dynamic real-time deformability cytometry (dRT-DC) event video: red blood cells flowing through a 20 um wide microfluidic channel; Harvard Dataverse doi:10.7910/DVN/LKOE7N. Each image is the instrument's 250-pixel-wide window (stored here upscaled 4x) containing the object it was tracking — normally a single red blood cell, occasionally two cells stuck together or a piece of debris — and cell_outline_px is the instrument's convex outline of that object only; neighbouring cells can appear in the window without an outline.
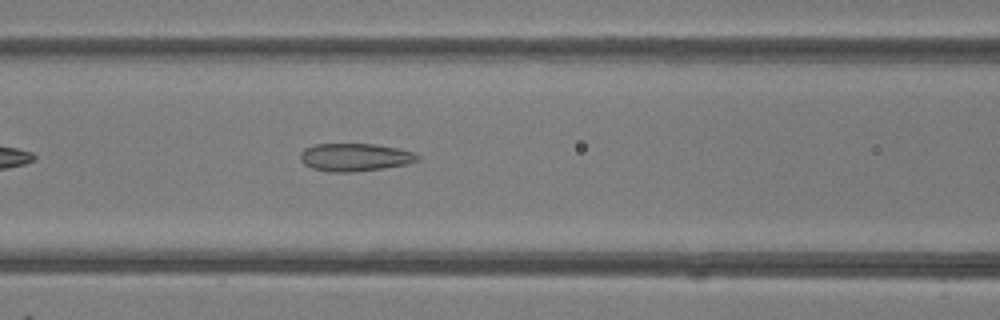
{"species": "common noctule bat (a hibernating species)", "species_latin": "Nyctalus noctula", "temperature_condition": "room temperature", "stored_images_in_passage": 23, "camera_frame_rate_fps": 3000, "um_per_image_px": 0.085, "animal": {"sex": "female"}, "frame": {"image": 1, "passage_image": 9, "time_ms": 2.667, "image_size_px": [1000, 320], "cell_outline_px": [[420, 160], [408, 164], [384, 168], [352, 172], [328, 172], [312, 168], [304, 164], [300, 160], [300, 152], [304, 148], [316, 144], [376, 144], [416, 152], [420, 156]], "centroid_in_image_um": [30.18, 13.37], "position_along_channel_um": 136.4, "area_um2": 19.25}}
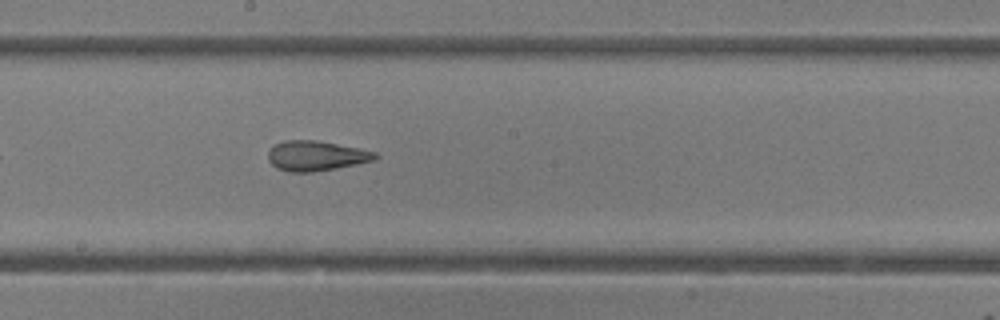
{"frame": {"image": 2, "passage_image": 15, "time_ms": 4.667, "image_size_px": [1000, 320], "cell_outline_px": [[380, 156], [376, 160], [336, 168], [312, 172], [288, 172], [276, 168], [268, 160], [268, 152], [276, 144], [284, 140], [316, 140], [360, 148], [376, 152]], "centroid_in_image_um": [26.89, 13.25], "position_along_channel_um": 221.3, "area_um2": 18.79}}
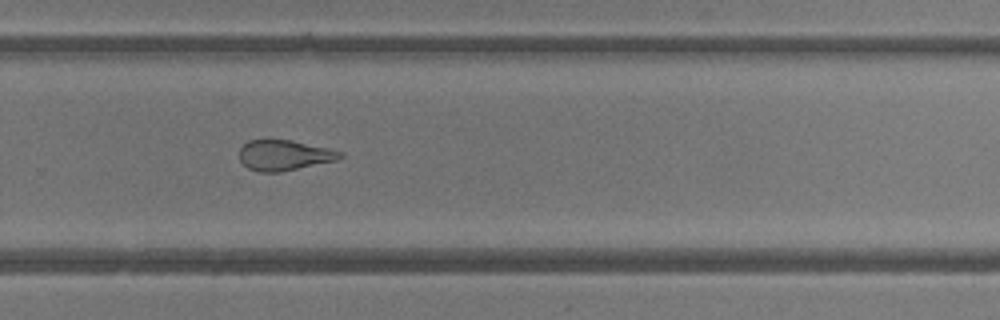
{"frame": {"image": 3, "passage_image": 21, "time_ms": 6.667, "image_size_px": [1000, 320], "cell_outline_px": [[344, 156], [336, 160], [280, 172], [260, 172], [248, 168], [240, 160], [240, 148], [248, 140], [292, 140], [328, 148], [344, 152]], "centroid_in_image_um": [24.17, 13.19], "position_along_channel_um": 305.6, "area_um2": 17.74}}